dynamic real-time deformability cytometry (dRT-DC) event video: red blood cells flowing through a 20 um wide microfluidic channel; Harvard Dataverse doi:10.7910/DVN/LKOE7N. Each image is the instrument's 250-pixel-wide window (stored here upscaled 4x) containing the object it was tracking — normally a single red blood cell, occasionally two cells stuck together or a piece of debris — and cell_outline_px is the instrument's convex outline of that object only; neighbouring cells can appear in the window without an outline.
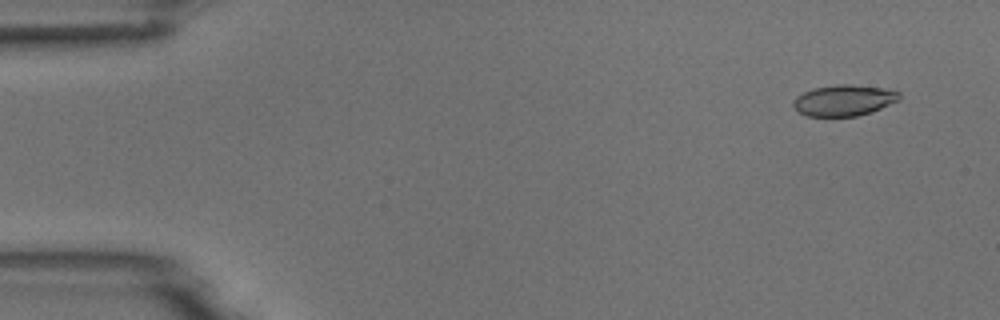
{"species": "common noctule bat (a hibernating species)", "species_latin": "Nyctalus noctula", "temperature_condition": "room temperature", "stored_images_in_passage": 5, "camera_frame_rate_fps": 3000, "um_per_image_px": 0.085, "animal": {"sex": "male", "body_mass_g": 18.8}, "frame": {"image": 1, "passage_image": 1, "time_ms": 0.0, "image_size_px": [1000, 320], "cell_outline_px": [[900, 100], [872, 112], [856, 116], [808, 116], [800, 112], [792, 104], [792, 100], [796, 96], [812, 88], [836, 84], [852, 84], [884, 88], [900, 92]], "centroid_in_image_um": [71.74, 8.52], "position_along_channel_um": 13.3, "area_um2": 19.31}}
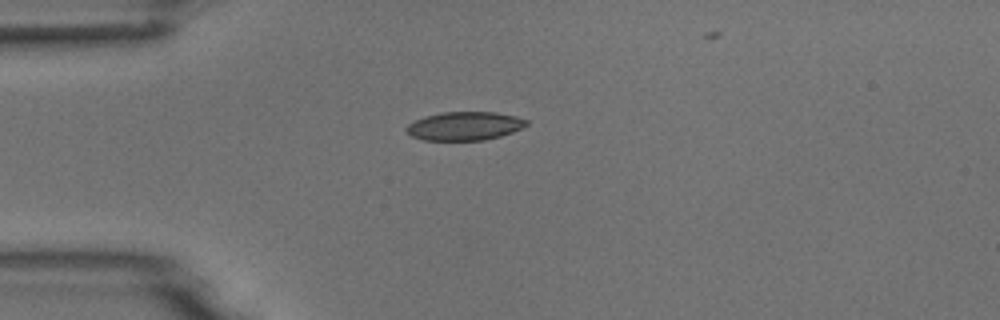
{"frame": {"image": 2, "passage_image": 4, "time_ms": 3.333, "image_size_px": [1000, 320], "cell_outline_px": [[528, 124], [512, 132], [500, 136], [484, 140], [424, 140], [412, 136], [404, 128], [408, 124], [424, 116], [444, 112], [496, 112], [516, 116], [528, 120]], "centroid_in_image_um": [39.49, 10.7], "position_along_channel_um": 45.5, "area_um2": 19.88}}